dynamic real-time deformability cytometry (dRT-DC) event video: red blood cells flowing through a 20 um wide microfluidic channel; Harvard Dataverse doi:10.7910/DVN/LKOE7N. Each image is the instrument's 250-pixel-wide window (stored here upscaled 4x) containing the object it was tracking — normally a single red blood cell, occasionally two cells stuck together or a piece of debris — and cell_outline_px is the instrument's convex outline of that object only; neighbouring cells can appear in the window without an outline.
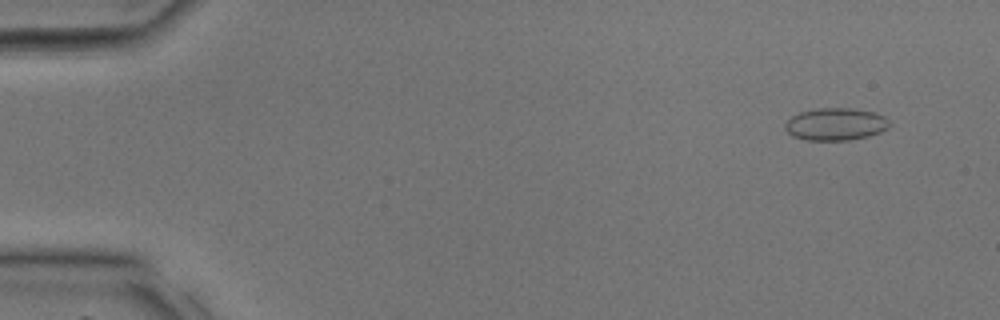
{"species": "common noctule bat (a hibernating species)", "species_latin": "Nyctalus noctula", "temperature_condition": "room temperature", "stored_images_in_passage": 18, "camera_frame_rate_fps": 3000, "um_per_image_px": 0.085, "animal": {"sex": "male", "body_mass_g": 17.9, "forearm_length_mm": 54.2}, "frame": {"image": 1, "passage_image": 2, "time_ms": 0.333, "image_size_px": [1000, 320], "cell_outline_px": [[892, 124], [888, 128], [880, 132], [868, 136], [848, 140], [804, 140], [792, 136], [784, 128], [784, 124], [792, 116], [800, 112], [816, 108], [852, 108], [872, 112], [884, 116]], "centroid_in_image_um": [71.02, 10.56], "position_along_channel_um": 14.0, "area_um2": 19.77}}
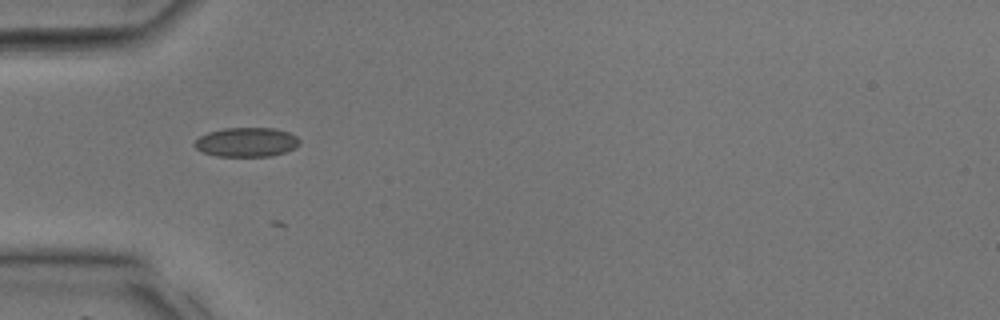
{"frame": {"image": 2, "passage_image": 11, "time_ms": 3.333, "image_size_px": [1000, 320], "cell_outline_px": [[300, 144], [296, 148], [272, 156], [216, 156], [204, 152], [196, 148], [192, 144], [200, 136], [208, 132], [224, 128], [276, 128], [288, 132], [296, 136], [300, 140]], "centroid_in_image_um": [20.97, 12.08], "position_along_channel_um": 64.0, "area_um2": 17.98}}
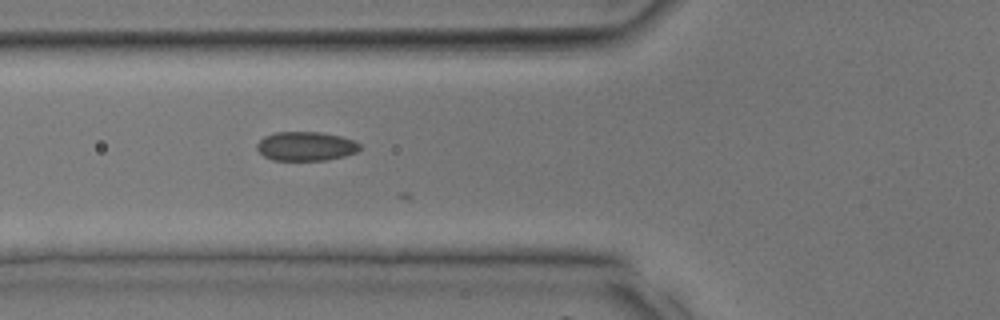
{"frame": {"image": 3, "passage_image": 13, "time_ms": 4.0, "image_size_px": [1000, 320], "cell_outline_px": [[360, 148], [356, 152], [344, 156], [328, 160], [272, 160], [264, 156], [256, 148], [256, 144], [264, 136], [276, 132], [320, 132], [340, 136], [352, 140], [360, 144]], "centroid_in_image_um": [25.97, 12.43], "position_along_channel_um": 99.8, "area_um2": 17.4}}